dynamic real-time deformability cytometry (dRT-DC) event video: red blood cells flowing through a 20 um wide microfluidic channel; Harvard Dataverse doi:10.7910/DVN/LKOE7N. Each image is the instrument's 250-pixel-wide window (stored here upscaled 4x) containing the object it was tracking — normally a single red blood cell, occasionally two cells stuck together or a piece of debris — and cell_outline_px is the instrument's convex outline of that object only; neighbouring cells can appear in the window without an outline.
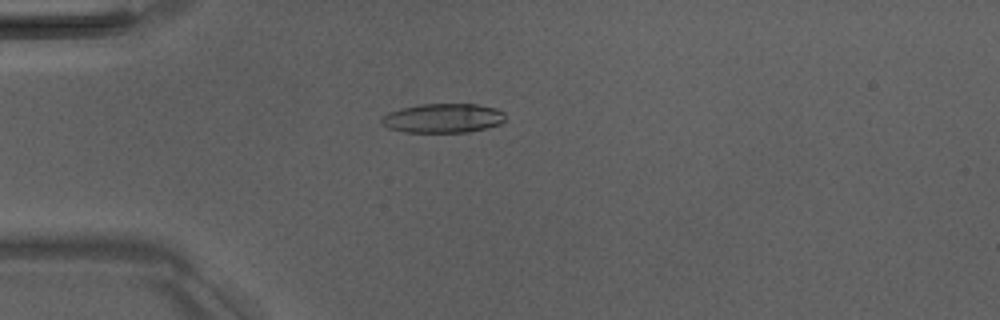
{"species": "Egyptian fruit bat (a non-hibernating species)", "species_latin": "Rousettus aegyptiacus", "temperature_condition": "room temperature", "stored_images_in_passage": 4, "camera_frame_rate_fps": 3000, "um_per_image_px": 0.085, "animal": {"sex": "male"}, "frame": {"image": 1, "passage_image": 3, "time_ms": 3.333, "image_size_px": [1000, 320], "cell_outline_px": [[504, 120], [500, 124], [488, 128], [468, 132], [404, 132], [388, 128], [380, 124], [380, 116], [388, 112], [400, 108], [420, 104], [476, 104], [496, 108], [504, 112]], "centroid_in_image_um": [37.61, 10.04], "position_along_channel_um": 47.4, "area_um2": 21.39}}